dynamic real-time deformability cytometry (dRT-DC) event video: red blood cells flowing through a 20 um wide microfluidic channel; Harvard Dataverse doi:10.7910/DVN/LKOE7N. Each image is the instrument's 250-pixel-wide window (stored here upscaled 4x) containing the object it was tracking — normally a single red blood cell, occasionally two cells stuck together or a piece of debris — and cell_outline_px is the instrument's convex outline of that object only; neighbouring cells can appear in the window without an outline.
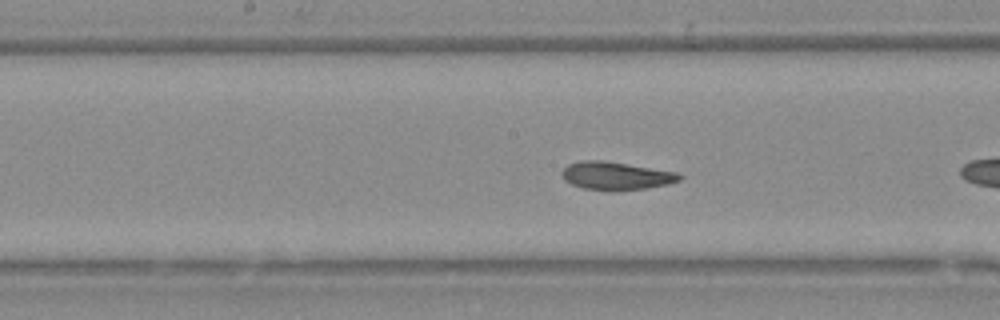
{"species": "Egyptian fruit bat (a non-hibernating species)", "species_latin": "Rousettus aegyptiacus", "temperature_condition": "warm", "stored_images_in_passage": 37, "camera_frame_rate_fps": 3000, "um_per_image_px": 0.085, "animal": {"sex": "female"}, "frame": {"image": 1, "passage_image": 11, "time_ms": 3.333, "image_size_px": [1000, 320], "cell_outline_px": [[684, 176], [680, 180], [668, 184], [648, 188], [616, 192], [612, 192], [584, 188], [572, 184], [564, 180], [560, 172], [568, 164], [584, 160], [604, 160], [680, 172]], "centroid_in_image_um": [52.4, 14.95], "position_along_channel_um": 195.8, "area_um2": 19.71}}
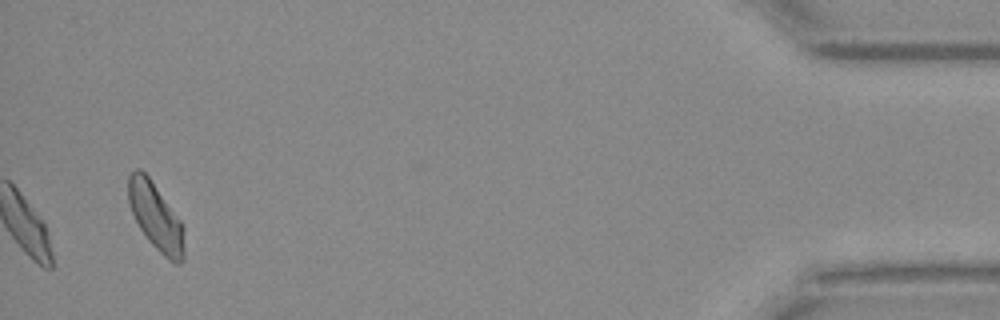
{"frame": {"image": 2, "passage_image": 37, "time_ms": 12.0, "image_size_px": [1000, 320], "cell_outline_px": [[184, 256], [180, 264], [176, 264], [168, 260], [148, 240], [140, 228], [128, 204], [128, 176], [136, 168], [140, 168], [148, 176], [180, 220], [184, 228]], "centroid_in_image_um": [13.24, 18.43], "position_along_channel_um": 422.0, "area_um2": 21.68}}